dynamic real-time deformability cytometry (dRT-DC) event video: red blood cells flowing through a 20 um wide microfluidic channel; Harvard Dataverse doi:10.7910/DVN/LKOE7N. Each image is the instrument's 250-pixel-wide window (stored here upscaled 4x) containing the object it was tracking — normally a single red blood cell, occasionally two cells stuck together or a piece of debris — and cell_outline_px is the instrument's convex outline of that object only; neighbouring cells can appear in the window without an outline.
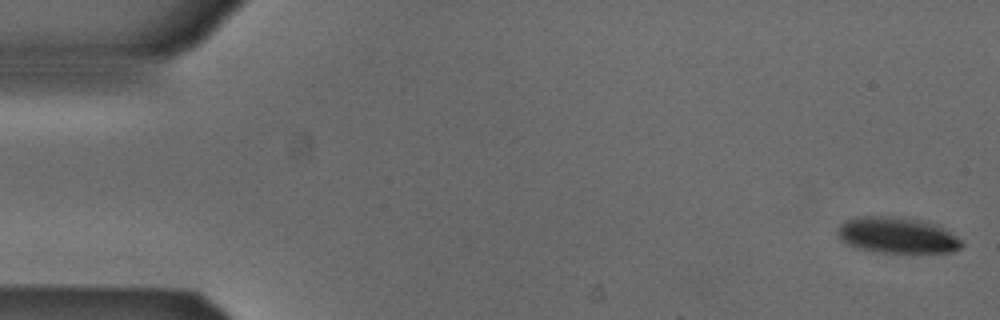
{"species": "Egyptian fruit bat (a non-hibernating species)", "species_latin": "Rousettus aegyptiacus", "temperature_condition": "cold", "stored_images_in_passage": 52, "camera_frame_rate_fps": 3000, "um_per_image_px": 0.085, "animal": {"sex": "male"}, "frame": {"image": 1, "passage_image": 1, "time_ms": 0.0, "image_size_px": [1000, 320], "cell_outline_px": [[964, 244], [960, 248], [952, 252], [884, 252], [860, 248], [848, 244], [840, 240], [836, 232], [836, 228], [844, 220], [856, 216], [896, 216], [924, 220], [936, 224], [944, 228], [956, 236]], "centroid_in_image_um": [76.23, 19.96], "position_along_channel_um": 8.8, "area_um2": 26.18}}
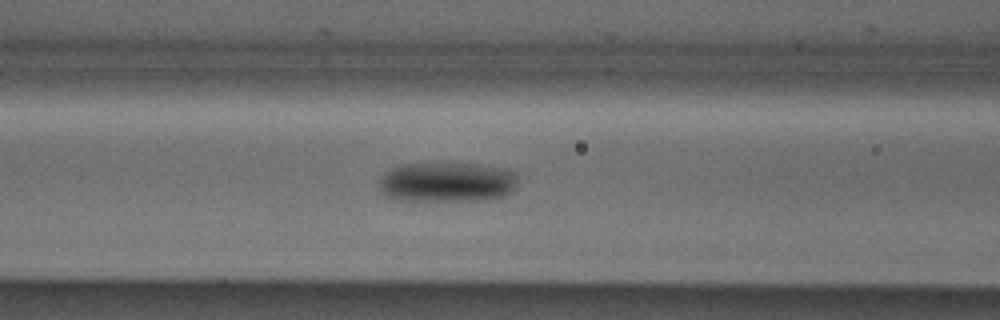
{"frame": {"image": 2, "passage_image": 21, "time_ms": 6.667, "image_size_px": [1000, 320], "cell_outline_px": [[516, 188], [512, 192], [504, 196], [492, 200], [392, 200], [384, 196], [380, 192], [380, 176], [384, 172], [392, 168], [404, 164], [476, 164], [500, 168], [516, 172]], "centroid_in_image_um": [37.98, 15.5], "position_along_channel_um": 128.6, "area_um2": 32.43}}
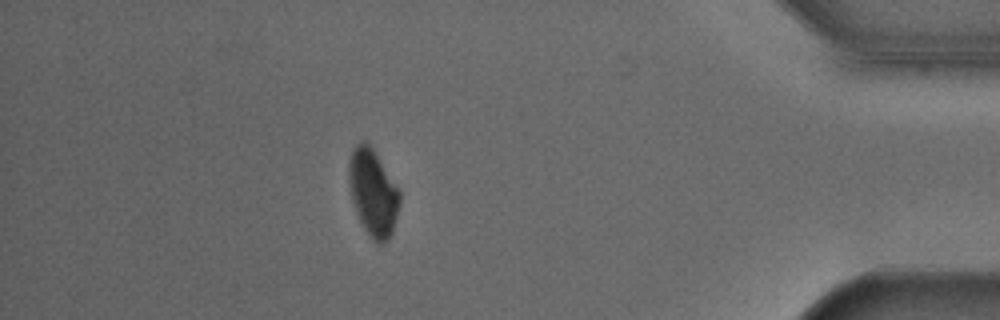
{"frame": {"image": 3, "passage_image": 46, "time_ms": 15.0, "image_size_px": [1000, 320], "cell_outline_px": [[400, 204], [392, 232], [388, 240], [384, 244], [376, 244], [368, 236], [356, 212], [348, 180], [348, 164], [352, 152], [356, 144], [360, 140], [364, 140], [372, 148], [400, 188]], "centroid_in_image_um": [31.72, 16.39], "position_along_channel_um": 403.5, "area_um2": 25.84}, "authors_computed_cell_mechanics": {"area_um2": 28.9289, "velocity_mm_per_s": 3.8672, "shape_relaxation_time_tau1_ms": 7.3489, "shape_relaxation_time_tau2_ms": null, "deformation_change_tau1": 0.1356, "deformation_change_tau2": null}}